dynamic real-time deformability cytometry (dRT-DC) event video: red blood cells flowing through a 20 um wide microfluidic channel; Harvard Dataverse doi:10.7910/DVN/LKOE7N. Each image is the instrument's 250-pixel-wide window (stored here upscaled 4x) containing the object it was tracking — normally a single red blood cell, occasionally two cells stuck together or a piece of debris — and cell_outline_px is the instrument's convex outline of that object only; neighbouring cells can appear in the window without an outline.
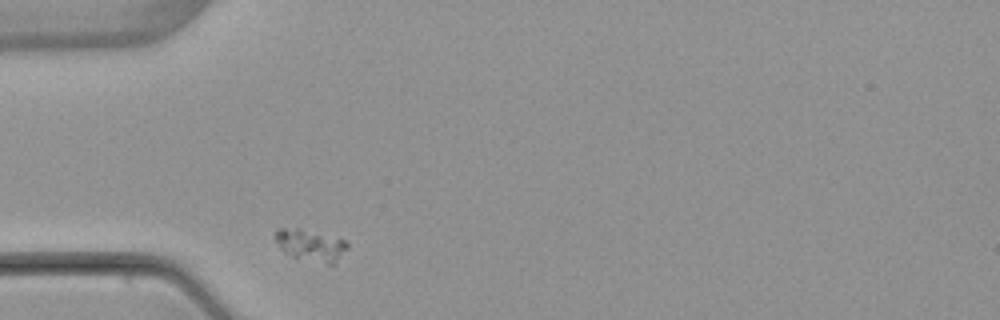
{"species": "common noctule bat (a hibernating species)", "species_latin": "Nyctalus noctula", "temperature_condition": "warm", "stored_images_in_passage": 1, "camera_frame_rate_fps": 3000, "um_per_image_px": 0.085, "animal": {"sex": "female", "body_mass_g": 22.7, "forearm_length_mm": 54.2}, "frame": {"image": 1, "passage_image": 1, "time_ms": 0.0, "image_size_px": [1000, 320], "cell_outline_px": [[348, 248], [332, 264], [328, 264], [292, 256], [284, 252], [280, 248], [276, 240], [276, 228], [300, 228], [348, 240]], "centroid_in_image_um": [26.42, 20.81], "position_along_channel_um": 58.6, "area_um2": 13.12}}